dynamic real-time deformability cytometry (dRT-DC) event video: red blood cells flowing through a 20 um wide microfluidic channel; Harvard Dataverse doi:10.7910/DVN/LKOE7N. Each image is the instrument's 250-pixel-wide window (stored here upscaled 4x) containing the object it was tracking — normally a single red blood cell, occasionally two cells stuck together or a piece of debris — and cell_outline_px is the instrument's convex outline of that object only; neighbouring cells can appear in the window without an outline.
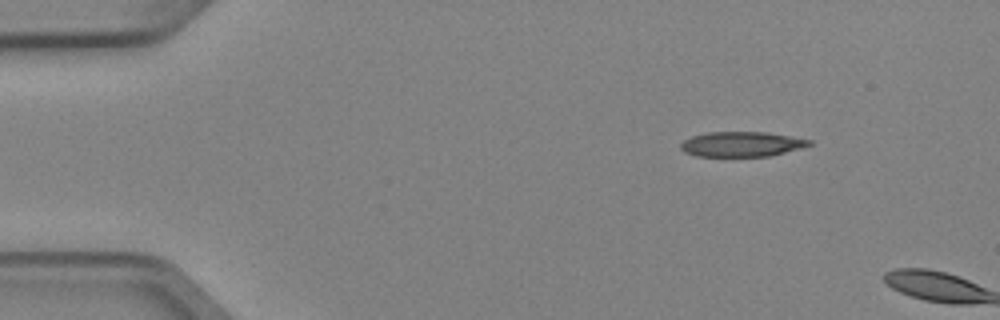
{"species": "Egyptian fruit bat (a non-hibernating species)", "species_latin": "Rousettus aegyptiacus", "temperature_condition": "cold", "stored_images_in_passage": 2, "camera_frame_rate_fps": 3000, "um_per_image_px": 0.085, "animal": {"sex": "female"}, "frame": {"image": 1, "passage_image": 1, "time_ms": 0.0, "image_size_px": [1000, 320], "cell_outline_px": [[812, 144], [800, 148], [772, 156], [696, 156], [684, 152], [680, 148], [680, 144], [684, 140], [692, 136], [708, 132], [764, 132], [812, 140]], "centroid_in_image_um": [63.01, 12.26], "position_along_channel_um": 22.0, "area_um2": 18.61}}